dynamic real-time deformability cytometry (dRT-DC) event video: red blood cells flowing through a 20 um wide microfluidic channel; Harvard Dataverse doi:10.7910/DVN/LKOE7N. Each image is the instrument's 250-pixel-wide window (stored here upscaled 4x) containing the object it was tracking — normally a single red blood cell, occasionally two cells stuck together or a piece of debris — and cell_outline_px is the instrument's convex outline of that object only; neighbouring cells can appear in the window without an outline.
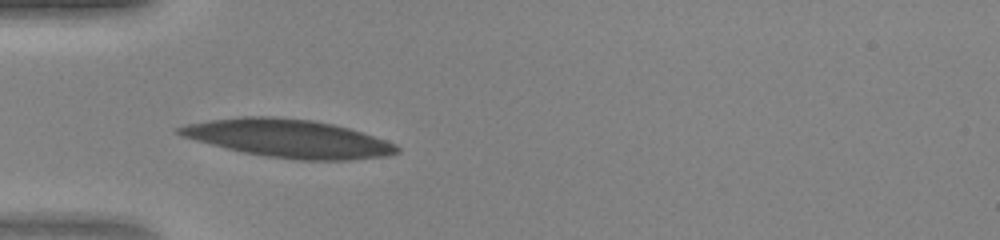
{"species": "human", "species_latin": "Homo sapiens", "temperature_condition": "warm", "stored_images_in_passage": 29, "camera_frame_rate_fps": 3000, "um_per_image_px": 0.085, "donor": {"sex": "female"}, "frame": {"image": 1, "passage_image": 1, "time_ms": 0.0, "image_size_px": [1000, 240], "cell_outline_px": [[400, 152], [388, 156], [348, 160], [296, 160], [264, 156], [244, 152], [180, 136], [172, 128], [184, 124], [208, 120], [240, 116], [272, 116], [312, 120], [332, 124], [348, 128], [396, 144], [400, 148]], "centroid_in_image_um": [24.47, 11.76], "position_along_channel_um": 60.5, "area_um2": 48.26}}
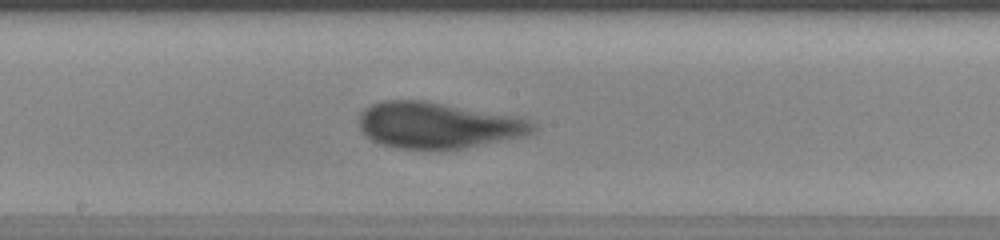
{"frame": {"image": 2, "passage_image": 12, "time_ms": 3.667, "image_size_px": [1000, 240], "cell_outline_px": [[536, 132], [524, 136], [464, 148], [436, 152], [396, 148], [380, 144], [372, 140], [360, 128], [360, 116], [372, 104], [380, 100], [424, 100], [516, 116], [528, 120], [536, 124]], "centroid_in_image_um": [37.25, 10.68], "position_along_channel_um": 211.0, "area_um2": 47.28}}
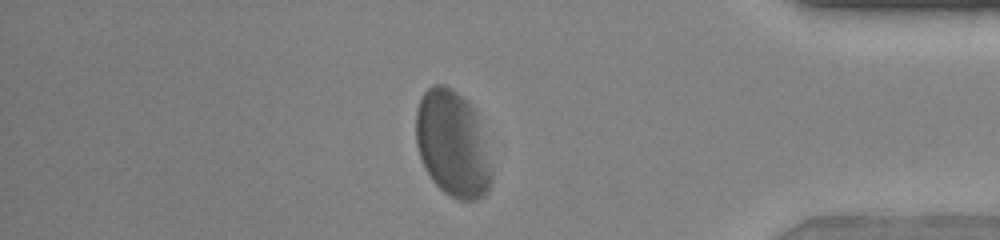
{"frame": {"image": 3, "passage_image": 27, "time_ms": 8.667, "image_size_px": [1000, 240], "cell_outline_px": [[492, 180], [488, 192], [484, 196], [476, 200], [460, 200], [444, 192], [432, 180], [424, 168], [416, 144], [416, 108], [424, 92], [432, 84], [444, 84], [468, 100], [476, 108], [492, 172]], "centroid_in_image_um": [38.47, 12.21], "position_along_channel_um": 396.7, "area_um2": 47.11}}